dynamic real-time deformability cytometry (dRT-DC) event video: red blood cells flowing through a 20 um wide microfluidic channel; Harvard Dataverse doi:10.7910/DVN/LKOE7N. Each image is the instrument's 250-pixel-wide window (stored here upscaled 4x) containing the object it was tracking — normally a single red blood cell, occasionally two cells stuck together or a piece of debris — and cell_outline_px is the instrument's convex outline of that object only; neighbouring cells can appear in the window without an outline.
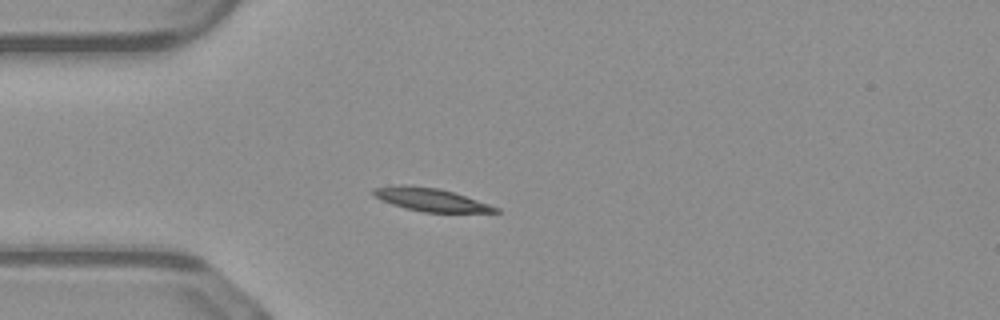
{"species": "common noctule bat (a hibernating species)", "species_latin": "Nyctalus noctula", "temperature_condition": "warm", "stored_images_in_passage": 38, "camera_frame_rate_fps": 3000, "um_per_image_px": 0.085, "animal": {"sex": "male", "body_mass_g": 23.1, "forearm_length_mm": 52.7}, "frame": {"image": 1, "passage_image": 1, "time_ms": 0.0, "image_size_px": [1000, 320], "cell_outline_px": [[500, 212], [424, 212], [404, 208], [380, 200], [372, 192], [372, 188], [404, 184], [440, 188], [500, 208]], "centroid_in_image_um": [36.57, 16.96], "position_along_channel_um": 48.4, "area_um2": 16.24}}
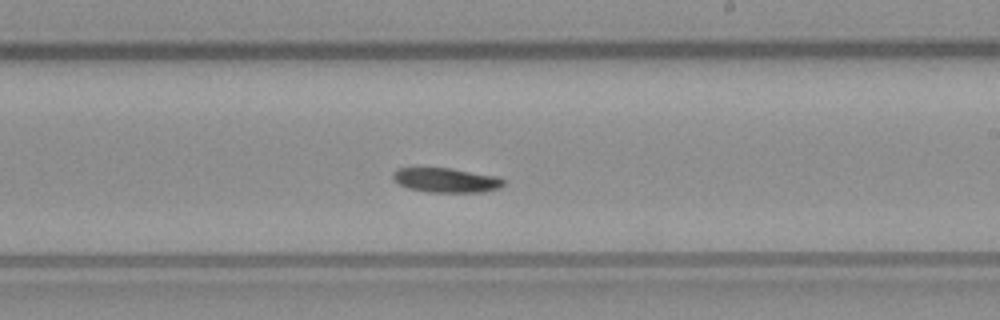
{"frame": {"image": 2, "passage_image": 17, "time_ms": 5.333, "image_size_px": [1000, 320], "cell_outline_px": [[504, 184], [500, 188], [480, 192], [428, 192], [408, 188], [400, 184], [392, 176], [392, 172], [396, 168], [452, 168], [500, 176], [504, 180]], "centroid_in_image_um": [37.95, 15.3], "position_along_channel_um": 251.0, "area_um2": 15.9}}
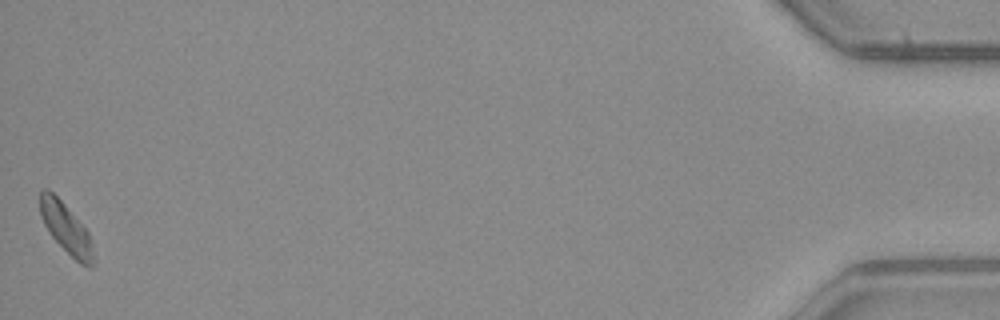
{"frame": {"image": 3, "passage_image": 38, "time_ms": 12.333, "image_size_px": [1000, 320], "cell_outline_px": [[96, 264], [92, 268], [88, 268], [80, 264], [48, 232], [40, 216], [40, 192], [44, 188], [48, 188], [64, 204], [88, 232], [96, 260]], "centroid_in_image_um": [5.64, 19.45], "position_along_channel_um": 429.6, "area_um2": 15.49}, "authors_computed_cell_mechanics": {"area_um2": 15.8661, "velocity_mm_per_s": 4.0422, "shape_relaxation_time_tau1_ms": 2.6935, "shape_relaxation_time_tau2_ms": null, "deformation_change_tau1": 0.1051, "deformation_change_tau2": null}}